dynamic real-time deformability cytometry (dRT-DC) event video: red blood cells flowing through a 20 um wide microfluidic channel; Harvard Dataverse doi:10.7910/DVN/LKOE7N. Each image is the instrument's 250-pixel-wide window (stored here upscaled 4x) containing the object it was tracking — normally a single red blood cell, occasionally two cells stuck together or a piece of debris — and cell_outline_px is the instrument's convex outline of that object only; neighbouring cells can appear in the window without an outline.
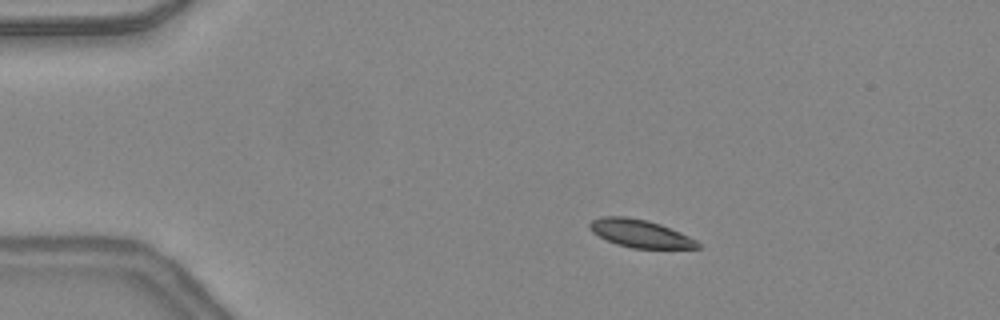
{"species": "common noctule bat (a hibernating species)", "species_latin": "Nyctalus noctula", "temperature_condition": "warm", "stored_images_in_passage": 49, "camera_frame_rate_fps": 3000, "um_per_image_px": 0.085, "animal": {"sex": "female", "body_mass_g": 24.6, "forearm_length_mm": 56.2}, "frame": {"image": 1, "passage_image": 10, "time_ms": 3.0, "image_size_px": [1000, 320], "cell_outline_px": [[700, 248], [632, 248], [616, 244], [592, 232], [588, 228], [588, 224], [592, 220], [600, 216], [628, 216], [648, 220], [660, 224], [680, 232], [696, 240], [700, 244]], "centroid_in_image_um": [54.38, 19.83], "position_along_channel_um": 30.6, "area_um2": 17.51}}
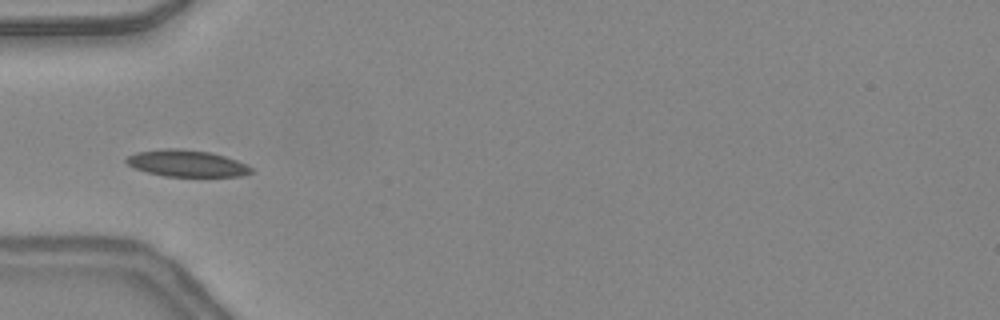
{"frame": {"image": 2, "passage_image": 17, "time_ms": 5.333, "image_size_px": [1000, 320], "cell_outline_px": [[252, 172], [240, 176], [164, 176], [132, 168], [124, 160], [128, 156], [136, 152], [164, 148], [180, 148], [212, 152], [236, 160], [252, 168]], "centroid_in_image_um": [15.82, 13.87], "position_along_channel_um": 69.2, "area_um2": 19.36}}
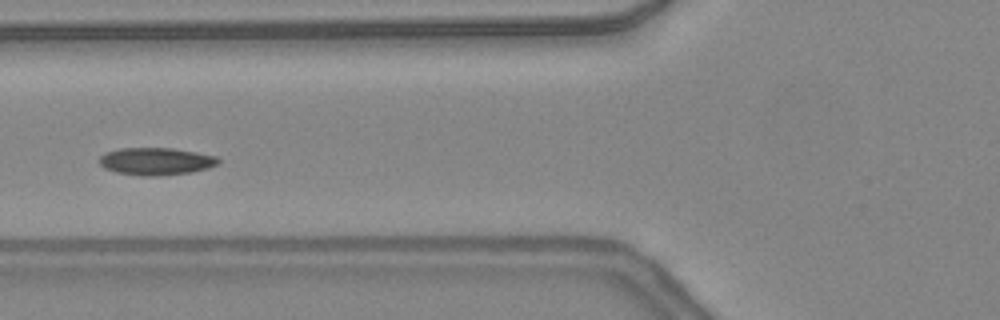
{"frame": {"image": 3, "passage_image": 20, "time_ms": 6.333, "image_size_px": [1000, 320], "cell_outline_px": [[220, 160], [216, 164], [208, 168], [192, 172], [160, 176], [140, 176], [116, 172], [104, 168], [100, 164], [100, 156], [104, 152], [120, 148], [172, 148], [196, 152], [216, 156]], "centroid_in_image_um": [13.24, 13.71], "position_along_channel_um": 112.6, "area_um2": 19.07}, "authors_computed_cell_mechanics": {"area_um2": 18.0336, "velocity_mm_per_s": 4.3284, "shape_relaxation_time_tau1_ms": 5.2819, "shape_relaxation_time_tau2_ms": null, "deformation_change_tau1": 0.1101, "deformation_change_tau2": null}}